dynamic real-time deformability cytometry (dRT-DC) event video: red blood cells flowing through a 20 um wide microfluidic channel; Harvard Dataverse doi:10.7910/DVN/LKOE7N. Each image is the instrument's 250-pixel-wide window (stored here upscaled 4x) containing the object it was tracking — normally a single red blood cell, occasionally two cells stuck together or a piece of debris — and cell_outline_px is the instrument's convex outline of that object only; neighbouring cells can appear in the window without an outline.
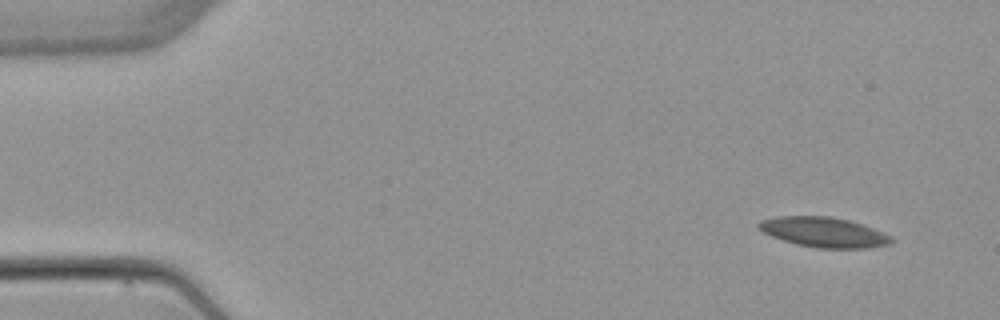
{"species": "common noctule bat (a hibernating species)", "species_latin": "Nyctalus noctula", "temperature_condition": "warm", "stored_images_in_passage": 4, "camera_frame_rate_fps": 3000, "um_per_image_px": 0.085, "animal": {"sex": "female", "body_mass_g": 22.7, "forearm_length_mm": 54.2}, "frame": {"image": 1, "passage_image": 1, "time_ms": 0.0, "image_size_px": [1000, 320], "cell_outline_px": [[896, 240], [892, 244], [868, 248], [816, 248], [796, 244], [772, 236], [756, 228], [756, 224], [760, 220], [776, 216], [828, 216], [848, 220], [884, 232], [892, 236]], "centroid_in_image_um": [70.03, 19.74], "position_along_channel_um": 15.0, "area_um2": 23.35}}
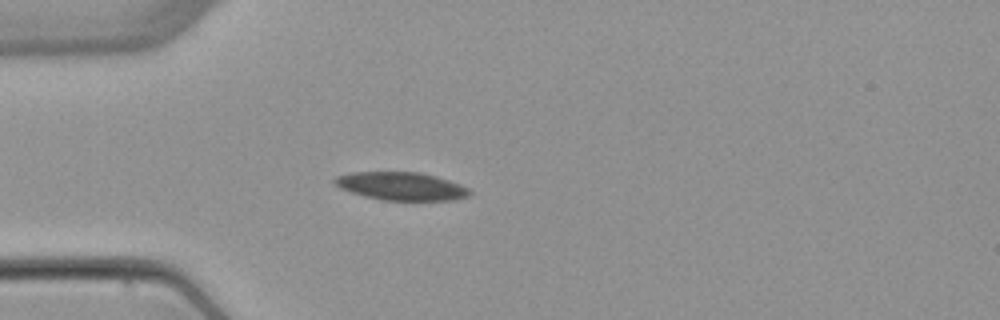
{"frame": {"image": 2, "passage_image": 3, "time_ms": 3.667, "image_size_px": [1000, 320], "cell_outline_px": [[472, 192], [468, 196], [456, 200], [384, 200], [364, 196], [340, 188], [332, 180], [336, 176], [352, 172], [420, 172], [436, 176], [460, 184], [468, 188]], "centroid_in_image_um": [34.12, 15.82], "position_along_channel_um": 50.9, "area_um2": 22.02}}